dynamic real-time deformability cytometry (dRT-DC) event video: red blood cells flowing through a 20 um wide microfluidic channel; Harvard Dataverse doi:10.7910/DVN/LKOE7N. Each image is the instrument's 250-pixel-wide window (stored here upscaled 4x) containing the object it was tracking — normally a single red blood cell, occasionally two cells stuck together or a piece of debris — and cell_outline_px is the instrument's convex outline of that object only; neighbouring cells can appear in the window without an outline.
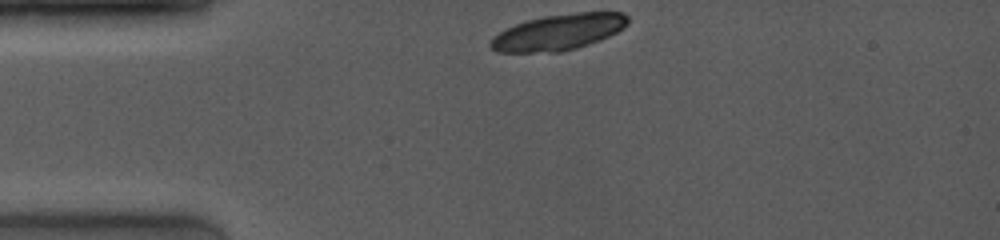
{"species": "common noctule bat (a hibernating species)", "species_latin": "Nyctalus noctula", "temperature_condition": "room temperature", "stored_images_in_passage": 4, "camera_frame_rate_fps": 4000, "um_per_image_px": 0.085, "animal": {"sex": "female", "body_mass_g": 19.0, "forearm_length_mm": 53.3}, "frame": {"image": 1, "passage_image": 1, "time_ms": 0.0, "image_size_px": [1000, 240], "cell_outline_px": [[628, 24], [624, 28], [608, 36], [588, 44], [576, 48], [560, 52], [496, 52], [488, 44], [492, 36], [504, 28], [528, 20], [544, 16], [576, 12], [624, 12], [628, 16]], "centroid_in_image_um": [47.45, 2.73], "position_along_channel_um": 37.6, "area_um2": 28.84}}